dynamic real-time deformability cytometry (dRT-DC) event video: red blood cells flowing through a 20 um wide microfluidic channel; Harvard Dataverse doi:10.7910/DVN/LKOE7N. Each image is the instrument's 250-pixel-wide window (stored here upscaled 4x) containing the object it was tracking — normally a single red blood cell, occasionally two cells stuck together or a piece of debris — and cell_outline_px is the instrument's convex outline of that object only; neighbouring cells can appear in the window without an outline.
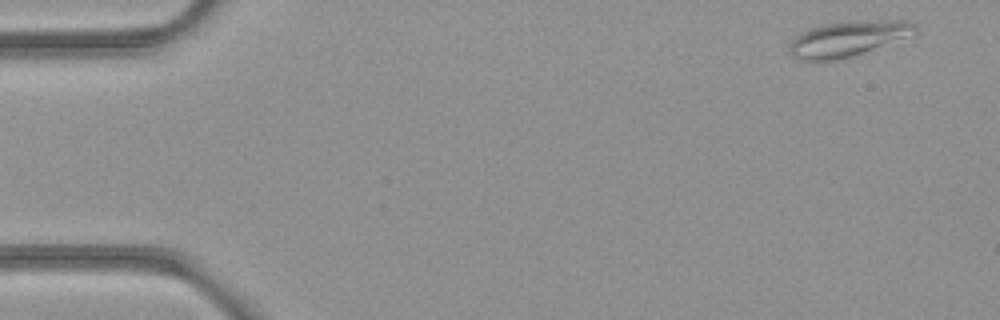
{"species": "common noctule bat (a hibernating species)", "species_latin": "Nyctalus noctula", "temperature_condition": "room temperature", "stored_images_in_passage": 4, "camera_frame_rate_fps": 3000, "um_per_image_px": 0.085, "animal": {"sex": "female", "body_mass_g": 21.9}, "frame": {"image": 1, "passage_image": 1, "time_ms": 0.0, "image_size_px": [1000, 320], "cell_outline_px": [[916, 32], [852, 56], [832, 60], [796, 60], [788, 52], [788, 44], [800, 32], [808, 28], [824, 24], [892, 20], [904, 20], [916, 24]], "centroid_in_image_um": [71.95, 3.3], "position_along_channel_um": 13.1, "area_um2": 25.09}}